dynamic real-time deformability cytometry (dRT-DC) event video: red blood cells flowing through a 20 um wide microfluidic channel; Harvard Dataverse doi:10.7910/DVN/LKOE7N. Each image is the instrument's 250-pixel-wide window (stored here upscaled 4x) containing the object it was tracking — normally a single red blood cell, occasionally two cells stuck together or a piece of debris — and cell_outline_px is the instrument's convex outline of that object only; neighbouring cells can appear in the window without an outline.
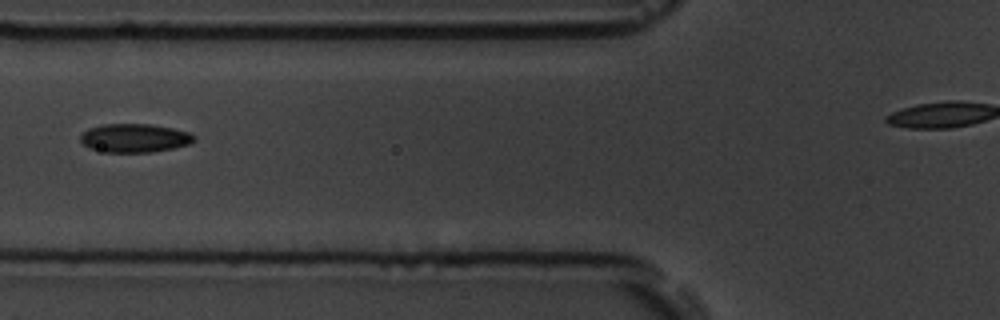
{"species": "common noctule bat (a hibernating species)", "species_latin": "Nyctalus noctula", "temperature_condition": "room temperature", "stored_images_in_passage": 7, "camera_frame_rate_fps": 3000, "um_per_image_px": 0.085, "animal": {"sex": "male", "body_mass_g": 19.5, "forearm_length_mm": 54.6}, "frame": {"image": 1, "passage_image": 7, "time_ms": 2.0, "image_size_px": [1000, 320], "cell_outline_px": [[196, 140], [188, 144], [172, 148], [152, 152], [104, 152], [88, 148], [80, 140], [80, 136], [88, 128], [104, 124], [148, 124], [172, 128], [192, 132], [196, 136]], "centroid_in_image_um": [11.45, 11.73], "position_along_channel_um": 114.3, "area_um2": 19.02}}